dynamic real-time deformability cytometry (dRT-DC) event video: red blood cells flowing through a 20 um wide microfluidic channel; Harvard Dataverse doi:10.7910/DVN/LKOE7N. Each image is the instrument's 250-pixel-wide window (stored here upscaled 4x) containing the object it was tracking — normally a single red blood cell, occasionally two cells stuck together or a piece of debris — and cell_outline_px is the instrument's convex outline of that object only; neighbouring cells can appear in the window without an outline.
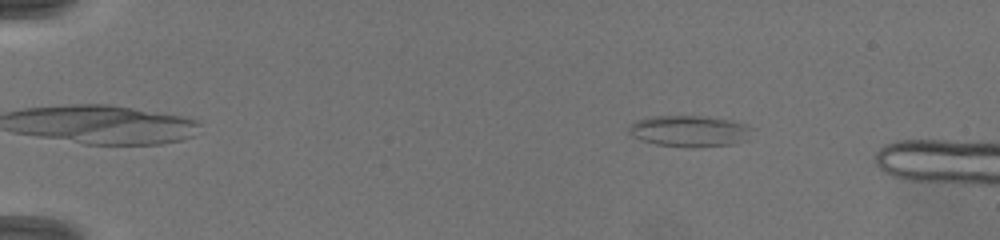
{"species": "common noctule bat (a hibernating species)", "species_latin": "Nyctalus noctula", "temperature_condition": "warm", "stored_images_in_passage": 13, "camera_frame_rate_fps": 3000, "um_per_image_px": 0.085, "animal": {"sex": "female", "body_mass_g": 19.5, "forearm_length_mm": 54.1}, "frame": {"image": 1, "passage_image": 6, "time_ms": 1.667, "image_size_px": [1000, 240], "cell_outline_px": [[752, 128], [740, 140], [732, 144], [656, 144], [632, 136], [628, 132], [628, 128], [636, 120], [652, 116], [700, 116], [728, 120], [744, 124]], "centroid_in_image_um": [58.48, 11.07], "position_along_channel_um": 26.5, "area_um2": 20.75}}